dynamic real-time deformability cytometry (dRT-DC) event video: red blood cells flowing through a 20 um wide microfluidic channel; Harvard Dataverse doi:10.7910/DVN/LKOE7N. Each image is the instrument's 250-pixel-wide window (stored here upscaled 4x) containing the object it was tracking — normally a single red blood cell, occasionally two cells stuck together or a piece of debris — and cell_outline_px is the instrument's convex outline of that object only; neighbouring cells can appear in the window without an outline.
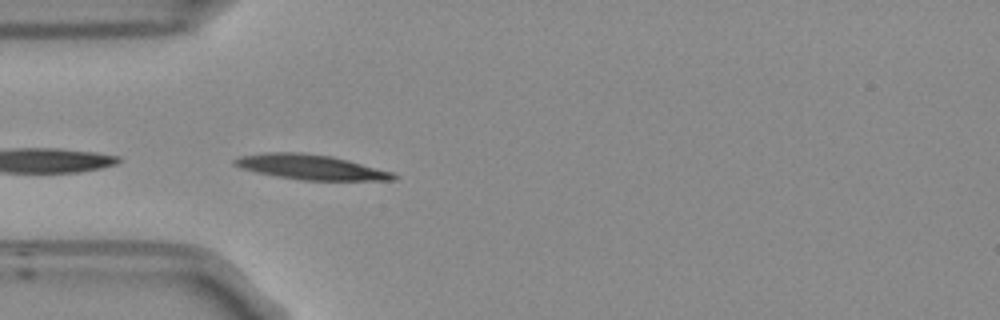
{"species": "Egyptian fruit bat (a non-hibernating species)", "species_latin": "Rousettus aegyptiacus", "temperature_condition": "room temperature", "stored_images_in_passage": 12, "camera_frame_rate_fps": 3000, "um_per_image_px": 0.085, "frame": {"image": 1, "passage_image": 1, "time_ms": 0.0, "image_size_px": [1000, 320], "cell_outline_px": [[400, 176], [396, 180], [304, 180], [256, 172], [232, 164], [232, 160], [240, 156], [264, 152], [300, 152], [332, 156], [348, 160], [392, 172]], "centroid_in_image_um": [26.43, 14.19], "position_along_channel_um": 58.6, "area_um2": 22.89}}